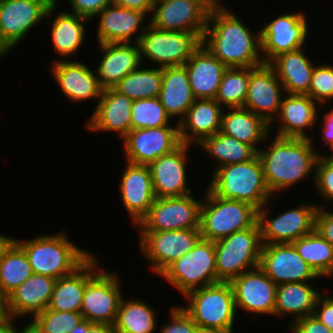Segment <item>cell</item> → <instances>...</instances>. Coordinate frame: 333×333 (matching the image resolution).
Here are the masks:
<instances>
[{
  "label": "cell",
  "instance_id": "cell-18",
  "mask_svg": "<svg viewBox=\"0 0 333 333\" xmlns=\"http://www.w3.org/2000/svg\"><path fill=\"white\" fill-rule=\"evenodd\" d=\"M284 94V87L269 63L250 68L244 108L265 120L270 128L279 114Z\"/></svg>",
  "mask_w": 333,
  "mask_h": 333
},
{
  "label": "cell",
  "instance_id": "cell-19",
  "mask_svg": "<svg viewBox=\"0 0 333 333\" xmlns=\"http://www.w3.org/2000/svg\"><path fill=\"white\" fill-rule=\"evenodd\" d=\"M259 267L277 285L313 282L321 278L298 254L292 243L263 244Z\"/></svg>",
  "mask_w": 333,
  "mask_h": 333
},
{
  "label": "cell",
  "instance_id": "cell-59",
  "mask_svg": "<svg viewBox=\"0 0 333 333\" xmlns=\"http://www.w3.org/2000/svg\"><path fill=\"white\" fill-rule=\"evenodd\" d=\"M90 321L83 320L81 323H79L76 328L71 333H86L88 328L92 325Z\"/></svg>",
  "mask_w": 333,
  "mask_h": 333
},
{
  "label": "cell",
  "instance_id": "cell-30",
  "mask_svg": "<svg viewBox=\"0 0 333 333\" xmlns=\"http://www.w3.org/2000/svg\"><path fill=\"white\" fill-rule=\"evenodd\" d=\"M189 82L196 99H215L227 67L203 44L185 63Z\"/></svg>",
  "mask_w": 333,
  "mask_h": 333
},
{
  "label": "cell",
  "instance_id": "cell-32",
  "mask_svg": "<svg viewBox=\"0 0 333 333\" xmlns=\"http://www.w3.org/2000/svg\"><path fill=\"white\" fill-rule=\"evenodd\" d=\"M159 99L168 116L172 120L178 117L175 123L179 124L196 100L184 65L162 68V88Z\"/></svg>",
  "mask_w": 333,
  "mask_h": 333
},
{
  "label": "cell",
  "instance_id": "cell-62",
  "mask_svg": "<svg viewBox=\"0 0 333 333\" xmlns=\"http://www.w3.org/2000/svg\"><path fill=\"white\" fill-rule=\"evenodd\" d=\"M172 0H153L154 4L156 3H164V2H170Z\"/></svg>",
  "mask_w": 333,
  "mask_h": 333
},
{
  "label": "cell",
  "instance_id": "cell-9",
  "mask_svg": "<svg viewBox=\"0 0 333 333\" xmlns=\"http://www.w3.org/2000/svg\"><path fill=\"white\" fill-rule=\"evenodd\" d=\"M142 64L146 58L156 67L182 66L201 47L202 37L196 32L164 31L147 23L138 42Z\"/></svg>",
  "mask_w": 333,
  "mask_h": 333
},
{
  "label": "cell",
  "instance_id": "cell-55",
  "mask_svg": "<svg viewBox=\"0 0 333 333\" xmlns=\"http://www.w3.org/2000/svg\"><path fill=\"white\" fill-rule=\"evenodd\" d=\"M86 333H117L112 324L93 323Z\"/></svg>",
  "mask_w": 333,
  "mask_h": 333
},
{
  "label": "cell",
  "instance_id": "cell-14",
  "mask_svg": "<svg viewBox=\"0 0 333 333\" xmlns=\"http://www.w3.org/2000/svg\"><path fill=\"white\" fill-rule=\"evenodd\" d=\"M118 277L102 267L87 281L80 310L85 320L114 324L123 297Z\"/></svg>",
  "mask_w": 333,
  "mask_h": 333
},
{
  "label": "cell",
  "instance_id": "cell-38",
  "mask_svg": "<svg viewBox=\"0 0 333 333\" xmlns=\"http://www.w3.org/2000/svg\"><path fill=\"white\" fill-rule=\"evenodd\" d=\"M198 147L215 161L213 171L224 165L244 163L257 155V151L250 145L227 136L220 131L202 139Z\"/></svg>",
  "mask_w": 333,
  "mask_h": 333
},
{
  "label": "cell",
  "instance_id": "cell-3",
  "mask_svg": "<svg viewBox=\"0 0 333 333\" xmlns=\"http://www.w3.org/2000/svg\"><path fill=\"white\" fill-rule=\"evenodd\" d=\"M69 240L64 231H59L15 242L24 250L33 273L58 279L73 273L93 254Z\"/></svg>",
  "mask_w": 333,
  "mask_h": 333
},
{
  "label": "cell",
  "instance_id": "cell-49",
  "mask_svg": "<svg viewBox=\"0 0 333 333\" xmlns=\"http://www.w3.org/2000/svg\"><path fill=\"white\" fill-rule=\"evenodd\" d=\"M324 207V204L318 205L315 230L333 246V212L326 210V207Z\"/></svg>",
  "mask_w": 333,
  "mask_h": 333
},
{
  "label": "cell",
  "instance_id": "cell-24",
  "mask_svg": "<svg viewBox=\"0 0 333 333\" xmlns=\"http://www.w3.org/2000/svg\"><path fill=\"white\" fill-rule=\"evenodd\" d=\"M96 17L97 19L99 18L98 27L96 28L98 44L122 42L138 43L141 35L147 28V25L141 26L144 21L148 20L145 19L148 17L146 13L130 10L114 4L106 6L94 18ZM132 36H135V38L133 39ZM131 39H133V41Z\"/></svg>",
  "mask_w": 333,
  "mask_h": 333
},
{
  "label": "cell",
  "instance_id": "cell-43",
  "mask_svg": "<svg viewBox=\"0 0 333 333\" xmlns=\"http://www.w3.org/2000/svg\"><path fill=\"white\" fill-rule=\"evenodd\" d=\"M171 118L159 97L134 100L131 108L132 129L171 126Z\"/></svg>",
  "mask_w": 333,
  "mask_h": 333
},
{
  "label": "cell",
  "instance_id": "cell-4",
  "mask_svg": "<svg viewBox=\"0 0 333 333\" xmlns=\"http://www.w3.org/2000/svg\"><path fill=\"white\" fill-rule=\"evenodd\" d=\"M207 188L220 199L243 201L257 210L275 198L265 182L258 155L244 163L216 168Z\"/></svg>",
  "mask_w": 333,
  "mask_h": 333
},
{
  "label": "cell",
  "instance_id": "cell-36",
  "mask_svg": "<svg viewBox=\"0 0 333 333\" xmlns=\"http://www.w3.org/2000/svg\"><path fill=\"white\" fill-rule=\"evenodd\" d=\"M56 17L51 23L50 38L53 43V49L61 57V60H66L67 57L74 55L83 42L86 41V23L88 18L63 11L55 14Z\"/></svg>",
  "mask_w": 333,
  "mask_h": 333
},
{
  "label": "cell",
  "instance_id": "cell-5",
  "mask_svg": "<svg viewBox=\"0 0 333 333\" xmlns=\"http://www.w3.org/2000/svg\"><path fill=\"white\" fill-rule=\"evenodd\" d=\"M204 192L199 227L202 239L215 242L248 229L258 221V210L251 204L220 199L208 188Z\"/></svg>",
  "mask_w": 333,
  "mask_h": 333
},
{
  "label": "cell",
  "instance_id": "cell-20",
  "mask_svg": "<svg viewBox=\"0 0 333 333\" xmlns=\"http://www.w3.org/2000/svg\"><path fill=\"white\" fill-rule=\"evenodd\" d=\"M235 299V307L251 315H272L276 303L277 284L261 269L243 272L230 282Z\"/></svg>",
  "mask_w": 333,
  "mask_h": 333
},
{
  "label": "cell",
  "instance_id": "cell-13",
  "mask_svg": "<svg viewBox=\"0 0 333 333\" xmlns=\"http://www.w3.org/2000/svg\"><path fill=\"white\" fill-rule=\"evenodd\" d=\"M58 4V0H0V37L16 48L40 21L55 14Z\"/></svg>",
  "mask_w": 333,
  "mask_h": 333
},
{
  "label": "cell",
  "instance_id": "cell-46",
  "mask_svg": "<svg viewBox=\"0 0 333 333\" xmlns=\"http://www.w3.org/2000/svg\"><path fill=\"white\" fill-rule=\"evenodd\" d=\"M315 191L324 200L333 202V157L318 158L315 171Z\"/></svg>",
  "mask_w": 333,
  "mask_h": 333
},
{
  "label": "cell",
  "instance_id": "cell-57",
  "mask_svg": "<svg viewBox=\"0 0 333 333\" xmlns=\"http://www.w3.org/2000/svg\"><path fill=\"white\" fill-rule=\"evenodd\" d=\"M23 330L20 331V328L18 327L14 328L13 333H40V331L33 325V323L30 321V323L26 322V325L23 326Z\"/></svg>",
  "mask_w": 333,
  "mask_h": 333
},
{
  "label": "cell",
  "instance_id": "cell-12",
  "mask_svg": "<svg viewBox=\"0 0 333 333\" xmlns=\"http://www.w3.org/2000/svg\"><path fill=\"white\" fill-rule=\"evenodd\" d=\"M192 195L156 198L136 227L154 232L199 228L202 201Z\"/></svg>",
  "mask_w": 333,
  "mask_h": 333
},
{
  "label": "cell",
  "instance_id": "cell-42",
  "mask_svg": "<svg viewBox=\"0 0 333 333\" xmlns=\"http://www.w3.org/2000/svg\"><path fill=\"white\" fill-rule=\"evenodd\" d=\"M250 68H227L215 100L224 108L244 107L248 93Z\"/></svg>",
  "mask_w": 333,
  "mask_h": 333
},
{
  "label": "cell",
  "instance_id": "cell-28",
  "mask_svg": "<svg viewBox=\"0 0 333 333\" xmlns=\"http://www.w3.org/2000/svg\"><path fill=\"white\" fill-rule=\"evenodd\" d=\"M99 48L103 57L95 72L103 89L113 88L142 64L138 43H102Z\"/></svg>",
  "mask_w": 333,
  "mask_h": 333
},
{
  "label": "cell",
  "instance_id": "cell-41",
  "mask_svg": "<svg viewBox=\"0 0 333 333\" xmlns=\"http://www.w3.org/2000/svg\"><path fill=\"white\" fill-rule=\"evenodd\" d=\"M33 274L24 250L14 241L0 259V292L6 298Z\"/></svg>",
  "mask_w": 333,
  "mask_h": 333
},
{
  "label": "cell",
  "instance_id": "cell-51",
  "mask_svg": "<svg viewBox=\"0 0 333 333\" xmlns=\"http://www.w3.org/2000/svg\"><path fill=\"white\" fill-rule=\"evenodd\" d=\"M313 315L333 332V300L330 296H318Z\"/></svg>",
  "mask_w": 333,
  "mask_h": 333
},
{
  "label": "cell",
  "instance_id": "cell-22",
  "mask_svg": "<svg viewBox=\"0 0 333 333\" xmlns=\"http://www.w3.org/2000/svg\"><path fill=\"white\" fill-rule=\"evenodd\" d=\"M190 144L181 143L171 153L149 165L156 198L180 197L193 191L187 184V160Z\"/></svg>",
  "mask_w": 333,
  "mask_h": 333
},
{
  "label": "cell",
  "instance_id": "cell-11",
  "mask_svg": "<svg viewBox=\"0 0 333 333\" xmlns=\"http://www.w3.org/2000/svg\"><path fill=\"white\" fill-rule=\"evenodd\" d=\"M140 250L152 273L160 275L171 263L191 251L201 239L200 228L139 231Z\"/></svg>",
  "mask_w": 333,
  "mask_h": 333
},
{
  "label": "cell",
  "instance_id": "cell-21",
  "mask_svg": "<svg viewBox=\"0 0 333 333\" xmlns=\"http://www.w3.org/2000/svg\"><path fill=\"white\" fill-rule=\"evenodd\" d=\"M51 64L53 79L69 101L77 104L101 98L103 88L95 70L80 61L61 60L59 57L54 58Z\"/></svg>",
  "mask_w": 333,
  "mask_h": 333
},
{
  "label": "cell",
  "instance_id": "cell-45",
  "mask_svg": "<svg viewBox=\"0 0 333 333\" xmlns=\"http://www.w3.org/2000/svg\"><path fill=\"white\" fill-rule=\"evenodd\" d=\"M310 96L319 105H327L333 100V65H315L312 72L309 92Z\"/></svg>",
  "mask_w": 333,
  "mask_h": 333
},
{
  "label": "cell",
  "instance_id": "cell-48",
  "mask_svg": "<svg viewBox=\"0 0 333 333\" xmlns=\"http://www.w3.org/2000/svg\"><path fill=\"white\" fill-rule=\"evenodd\" d=\"M72 13L93 20L106 6L111 4V0H68Z\"/></svg>",
  "mask_w": 333,
  "mask_h": 333
},
{
  "label": "cell",
  "instance_id": "cell-1",
  "mask_svg": "<svg viewBox=\"0 0 333 333\" xmlns=\"http://www.w3.org/2000/svg\"><path fill=\"white\" fill-rule=\"evenodd\" d=\"M218 0L210 9L202 44L227 68L264 63L261 29L255 34Z\"/></svg>",
  "mask_w": 333,
  "mask_h": 333
},
{
  "label": "cell",
  "instance_id": "cell-6",
  "mask_svg": "<svg viewBox=\"0 0 333 333\" xmlns=\"http://www.w3.org/2000/svg\"><path fill=\"white\" fill-rule=\"evenodd\" d=\"M218 282H231L243 272L259 267L262 249L258 221L250 228L214 242Z\"/></svg>",
  "mask_w": 333,
  "mask_h": 333
},
{
  "label": "cell",
  "instance_id": "cell-44",
  "mask_svg": "<svg viewBox=\"0 0 333 333\" xmlns=\"http://www.w3.org/2000/svg\"><path fill=\"white\" fill-rule=\"evenodd\" d=\"M83 320L80 312L55 311L47 308L37 314L31 322L40 333H71Z\"/></svg>",
  "mask_w": 333,
  "mask_h": 333
},
{
  "label": "cell",
  "instance_id": "cell-35",
  "mask_svg": "<svg viewBox=\"0 0 333 333\" xmlns=\"http://www.w3.org/2000/svg\"><path fill=\"white\" fill-rule=\"evenodd\" d=\"M313 283L290 282L277 285L274 316L290 315L293 322L302 317L313 315L315 304L321 292Z\"/></svg>",
  "mask_w": 333,
  "mask_h": 333
},
{
  "label": "cell",
  "instance_id": "cell-25",
  "mask_svg": "<svg viewBox=\"0 0 333 333\" xmlns=\"http://www.w3.org/2000/svg\"><path fill=\"white\" fill-rule=\"evenodd\" d=\"M133 100L114 88L103 89L101 98L86 122V129L93 132H114L124 138L132 129L131 108Z\"/></svg>",
  "mask_w": 333,
  "mask_h": 333
},
{
  "label": "cell",
  "instance_id": "cell-47",
  "mask_svg": "<svg viewBox=\"0 0 333 333\" xmlns=\"http://www.w3.org/2000/svg\"><path fill=\"white\" fill-rule=\"evenodd\" d=\"M170 310V322L161 326L160 333H196L197 325L182 306H173Z\"/></svg>",
  "mask_w": 333,
  "mask_h": 333
},
{
  "label": "cell",
  "instance_id": "cell-53",
  "mask_svg": "<svg viewBox=\"0 0 333 333\" xmlns=\"http://www.w3.org/2000/svg\"><path fill=\"white\" fill-rule=\"evenodd\" d=\"M323 119V129H322V139L324 140L325 145L329 146L330 148L333 144V108L327 111V113L324 112Z\"/></svg>",
  "mask_w": 333,
  "mask_h": 333
},
{
  "label": "cell",
  "instance_id": "cell-56",
  "mask_svg": "<svg viewBox=\"0 0 333 333\" xmlns=\"http://www.w3.org/2000/svg\"><path fill=\"white\" fill-rule=\"evenodd\" d=\"M15 241V238L11 236H5L3 233L0 234V259L3 257L5 251Z\"/></svg>",
  "mask_w": 333,
  "mask_h": 333
},
{
  "label": "cell",
  "instance_id": "cell-40",
  "mask_svg": "<svg viewBox=\"0 0 333 333\" xmlns=\"http://www.w3.org/2000/svg\"><path fill=\"white\" fill-rule=\"evenodd\" d=\"M127 74L113 88L134 100L157 98L162 88V68H141Z\"/></svg>",
  "mask_w": 333,
  "mask_h": 333
},
{
  "label": "cell",
  "instance_id": "cell-15",
  "mask_svg": "<svg viewBox=\"0 0 333 333\" xmlns=\"http://www.w3.org/2000/svg\"><path fill=\"white\" fill-rule=\"evenodd\" d=\"M218 0H172L153 6L149 24L164 31L196 32L202 38L211 7Z\"/></svg>",
  "mask_w": 333,
  "mask_h": 333
},
{
  "label": "cell",
  "instance_id": "cell-27",
  "mask_svg": "<svg viewBox=\"0 0 333 333\" xmlns=\"http://www.w3.org/2000/svg\"><path fill=\"white\" fill-rule=\"evenodd\" d=\"M55 282L54 277L34 273L6 297L7 314L15 319L28 315L33 319L48 308Z\"/></svg>",
  "mask_w": 333,
  "mask_h": 333
},
{
  "label": "cell",
  "instance_id": "cell-60",
  "mask_svg": "<svg viewBox=\"0 0 333 333\" xmlns=\"http://www.w3.org/2000/svg\"><path fill=\"white\" fill-rule=\"evenodd\" d=\"M12 50H15L13 49L12 47H10L1 37H0V57L3 58V56L7 54H9L10 52H13Z\"/></svg>",
  "mask_w": 333,
  "mask_h": 333
},
{
  "label": "cell",
  "instance_id": "cell-29",
  "mask_svg": "<svg viewBox=\"0 0 333 333\" xmlns=\"http://www.w3.org/2000/svg\"><path fill=\"white\" fill-rule=\"evenodd\" d=\"M223 110L215 99H196L179 123L181 143L197 145L202 139L218 133Z\"/></svg>",
  "mask_w": 333,
  "mask_h": 333
},
{
  "label": "cell",
  "instance_id": "cell-54",
  "mask_svg": "<svg viewBox=\"0 0 333 333\" xmlns=\"http://www.w3.org/2000/svg\"><path fill=\"white\" fill-rule=\"evenodd\" d=\"M15 318L10 315H5L0 317V333H13L16 324L14 320Z\"/></svg>",
  "mask_w": 333,
  "mask_h": 333
},
{
  "label": "cell",
  "instance_id": "cell-17",
  "mask_svg": "<svg viewBox=\"0 0 333 333\" xmlns=\"http://www.w3.org/2000/svg\"><path fill=\"white\" fill-rule=\"evenodd\" d=\"M306 14L302 12L279 15L261 24V45L264 63L275 57L304 47L308 36ZM304 44V45H303Z\"/></svg>",
  "mask_w": 333,
  "mask_h": 333
},
{
  "label": "cell",
  "instance_id": "cell-31",
  "mask_svg": "<svg viewBox=\"0 0 333 333\" xmlns=\"http://www.w3.org/2000/svg\"><path fill=\"white\" fill-rule=\"evenodd\" d=\"M92 254L73 273L56 279L48 309L80 312L87 281L100 269Z\"/></svg>",
  "mask_w": 333,
  "mask_h": 333
},
{
  "label": "cell",
  "instance_id": "cell-7",
  "mask_svg": "<svg viewBox=\"0 0 333 333\" xmlns=\"http://www.w3.org/2000/svg\"><path fill=\"white\" fill-rule=\"evenodd\" d=\"M183 309L201 327H216L233 333L236 307L230 282H218L188 292Z\"/></svg>",
  "mask_w": 333,
  "mask_h": 333
},
{
  "label": "cell",
  "instance_id": "cell-61",
  "mask_svg": "<svg viewBox=\"0 0 333 333\" xmlns=\"http://www.w3.org/2000/svg\"><path fill=\"white\" fill-rule=\"evenodd\" d=\"M7 315L6 312V298L0 292V317Z\"/></svg>",
  "mask_w": 333,
  "mask_h": 333
},
{
  "label": "cell",
  "instance_id": "cell-34",
  "mask_svg": "<svg viewBox=\"0 0 333 333\" xmlns=\"http://www.w3.org/2000/svg\"><path fill=\"white\" fill-rule=\"evenodd\" d=\"M223 111L220 132L252 146L258 151L257 144L270 139V125L261 117L244 107L226 108Z\"/></svg>",
  "mask_w": 333,
  "mask_h": 333
},
{
  "label": "cell",
  "instance_id": "cell-23",
  "mask_svg": "<svg viewBox=\"0 0 333 333\" xmlns=\"http://www.w3.org/2000/svg\"><path fill=\"white\" fill-rule=\"evenodd\" d=\"M125 163L126 168L119 182L120 197L132 223L137 225L153 205L156 196L149 166Z\"/></svg>",
  "mask_w": 333,
  "mask_h": 333
},
{
  "label": "cell",
  "instance_id": "cell-50",
  "mask_svg": "<svg viewBox=\"0 0 333 333\" xmlns=\"http://www.w3.org/2000/svg\"><path fill=\"white\" fill-rule=\"evenodd\" d=\"M291 333H333L326 325L322 324L314 315L297 319L289 325Z\"/></svg>",
  "mask_w": 333,
  "mask_h": 333
},
{
  "label": "cell",
  "instance_id": "cell-37",
  "mask_svg": "<svg viewBox=\"0 0 333 333\" xmlns=\"http://www.w3.org/2000/svg\"><path fill=\"white\" fill-rule=\"evenodd\" d=\"M156 314L145 301L123 296L113 326L117 333H156Z\"/></svg>",
  "mask_w": 333,
  "mask_h": 333
},
{
  "label": "cell",
  "instance_id": "cell-10",
  "mask_svg": "<svg viewBox=\"0 0 333 333\" xmlns=\"http://www.w3.org/2000/svg\"><path fill=\"white\" fill-rule=\"evenodd\" d=\"M306 200L294 209H288L272 216L268 203L258 210V223L261 230L263 244L293 243L300 237L312 233L315 230V217L318 205ZM270 211V212H269ZM270 216V217H269Z\"/></svg>",
  "mask_w": 333,
  "mask_h": 333
},
{
  "label": "cell",
  "instance_id": "cell-2",
  "mask_svg": "<svg viewBox=\"0 0 333 333\" xmlns=\"http://www.w3.org/2000/svg\"><path fill=\"white\" fill-rule=\"evenodd\" d=\"M265 182L273 196L312 174L315 182L316 163L321 156L314 148L313 139L274 136L267 148L257 151ZM314 171V172H313Z\"/></svg>",
  "mask_w": 333,
  "mask_h": 333
},
{
  "label": "cell",
  "instance_id": "cell-16",
  "mask_svg": "<svg viewBox=\"0 0 333 333\" xmlns=\"http://www.w3.org/2000/svg\"><path fill=\"white\" fill-rule=\"evenodd\" d=\"M125 161L150 165L159 157L171 153L180 144L179 124L157 128L131 129L123 138Z\"/></svg>",
  "mask_w": 333,
  "mask_h": 333
},
{
  "label": "cell",
  "instance_id": "cell-58",
  "mask_svg": "<svg viewBox=\"0 0 333 333\" xmlns=\"http://www.w3.org/2000/svg\"><path fill=\"white\" fill-rule=\"evenodd\" d=\"M196 333H230L227 330L216 327H201L197 326Z\"/></svg>",
  "mask_w": 333,
  "mask_h": 333
},
{
  "label": "cell",
  "instance_id": "cell-33",
  "mask_svg": "<svg viewBox=\"0 0 333 333\" xmlns=\"http://www.w3.org/2000/svg\"><path fill=\"white\" fill-rule=\"evenodd\" d=\"M303 48L282 53L269 63L274 68L285 93L306 95L309 92L315 64L310 61Z\"/></svg>",
  "mask_w": 333,
  "mask_h": 333
},
{
  "label": "cell",
  "instance_id": "cell-63",
  "mask_svg": "<svg viewBox=\"0 0 333 333\" xmlns=\"http://www.w3.org/2000/svg\"><path fill=\"white\" fill-rule=\"evenodd\" d=\"M330 150H331L332 154L329 155V156H328V155H326V156L323 155V157H333V144H332V146L330 147Z\"/></svg>",
  "mask_w": 333,
  "mask_h": 333
},
{
  "label": "cell",
  "instance_id": "cell-8",
  "mask_svg": "<svg viewBox=\"0 0 333 333\" xmlns=\"http://www.w3.org/2000/svg\"><path fill=\"white\" fill-rule=\"evenodd\" d=\"M159 276L182 296L217 283L214 242L201 238L191 251L171 263Z\"/></svg>",
  "mask_w": 333,
  "mask_h": 333
},
{
  "label": "cell",
  "instance_id": "cell-26",
  "mask_svg": "<svg viewBox=\"0 0 333 333\" xmlns=\"http://www.w3.org/2000/svg\"><path fill=\"white\" fill-rule=\"evenodd\" d=\"M310 96L305 94L285 93L278 116L273 121L280 125L277 128L276 136L284 138H305L313 139L306 134L317 123L318 111L326 105H319ZM323 106V107H322Z\"/></svg>",
  "mask_w": 333,
  "mask_h": 333
},
{
  "label": "cell",
  "instance_id": "cell-52",
  "mask_svg": "<svg viewBox=\"0 0 333 333\" xmlns=\"http://www.w3.org/2000/svg\"><path fill=\"white\" fill-rule=\"evenodd\" d=\"M111 4L130 10L142 11L147 15L152 13L154 6L153 0H111Z\"/></svg>",
  "mask_w": 333,
  "mask_h": 333
},
{
  "label": "cell",
  "instance_id": "cell-39",
  "mask_svg": "<svg viewBox=\"0 0 333 333\" xmlns=\"http://www.w3.org/2000/svg\"><path fill=\"white\" fill-rule=\"evenodd\" d=\"M298 254L319 277L333 275V246L316 230L292 243Z\"/></svg>",
  "mask_w": 333,
  "mask_h": 333
}]
</instances>
